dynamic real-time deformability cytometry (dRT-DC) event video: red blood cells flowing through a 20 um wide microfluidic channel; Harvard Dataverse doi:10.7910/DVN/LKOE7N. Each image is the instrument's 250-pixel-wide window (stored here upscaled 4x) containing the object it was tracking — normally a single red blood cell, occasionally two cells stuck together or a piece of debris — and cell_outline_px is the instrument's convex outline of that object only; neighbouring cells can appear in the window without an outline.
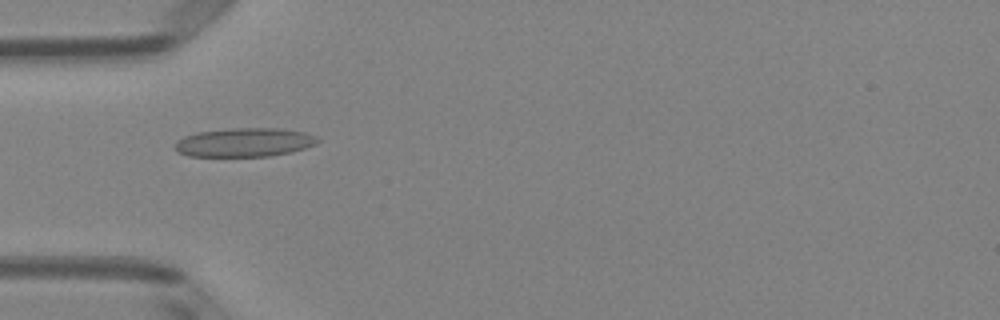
{"species": "Egyptian fruit bat (a non-hibernating species)", "species_latin": "Rousettus aegyptiacus", "temperature_condition": "room temperature", "stored_images_in_passage": 3, "camera_frame_rate_fps": 3000, "um_per_image_px": 0.085, "animal": {"sex": "female"}, "frame": {"image": 1, "passage_image": 1, "time_ms": 0.0, "image_size_px": [1000, 320], "cell_outline_px": [[320, 140], [316, 144], [292, 152], [268, 156], [188, 156], [176, 152], [176, 140], [184, 136], [196, 132], [228, 128], [280, 128], [304, 132], [316, 136]], "centroid_in_image_um": [20.76, 12.09], "position_along_channel_um": 64.2, "area_um2": 24.1}}
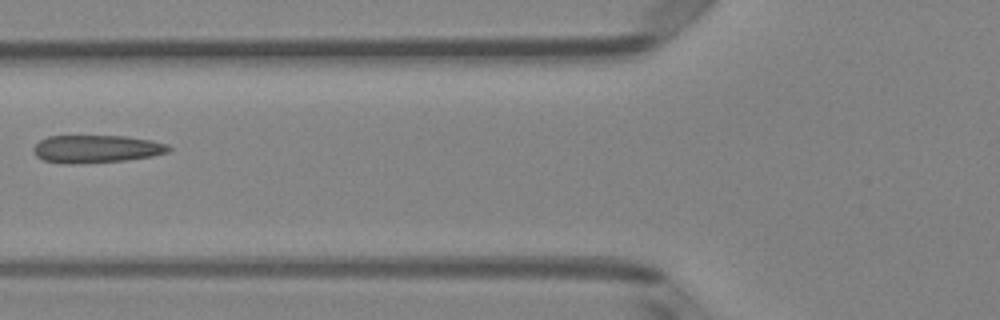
{"frame": {"image": 2, "passage_image": 2, "time_ms": 0.333, "image_size_px": [1000, 320], "cell_outline_px": [[172, 148], [168, 152], [152, 156], [124, 160], [72, 164], [64, 164], [44, 160], [36, 156], [32, 148], [40, 140], [48, 136], [128, 136], [152, 140], [168, 144]], "centroid_in_image_um": [8.2, 12.65], "position_along_channel_um": 117.6, "area_um2": 21.91}}
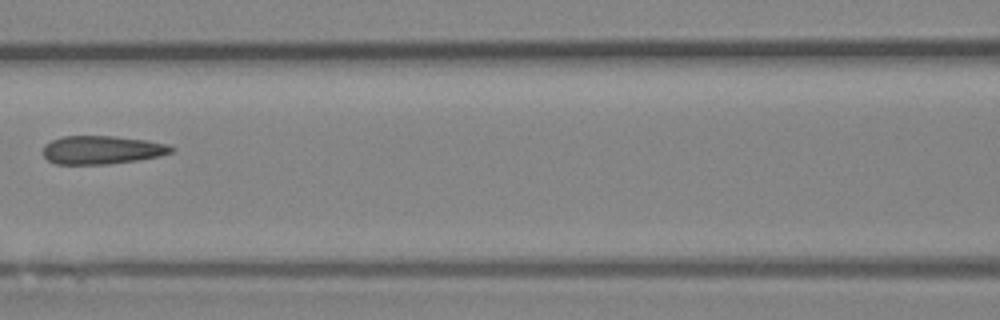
{"frame": {"image": 3, "passage_image": 3, "time_ms": 0.667, "image_size_px": [1000, 320], "cell_outline_px": [[176, 148], [172, 152], [160, 156], [136, 160], [108, 164], [56, 164], [48, 160], [44, 156], [44, 144], [52, 140], [64, 136], [116, 136], [144, 140], [168, 144]], "centroid_in_image_um": [8.67, 12.74], "position_along_channel_um": 157.9, "area_um2": 21.15}}